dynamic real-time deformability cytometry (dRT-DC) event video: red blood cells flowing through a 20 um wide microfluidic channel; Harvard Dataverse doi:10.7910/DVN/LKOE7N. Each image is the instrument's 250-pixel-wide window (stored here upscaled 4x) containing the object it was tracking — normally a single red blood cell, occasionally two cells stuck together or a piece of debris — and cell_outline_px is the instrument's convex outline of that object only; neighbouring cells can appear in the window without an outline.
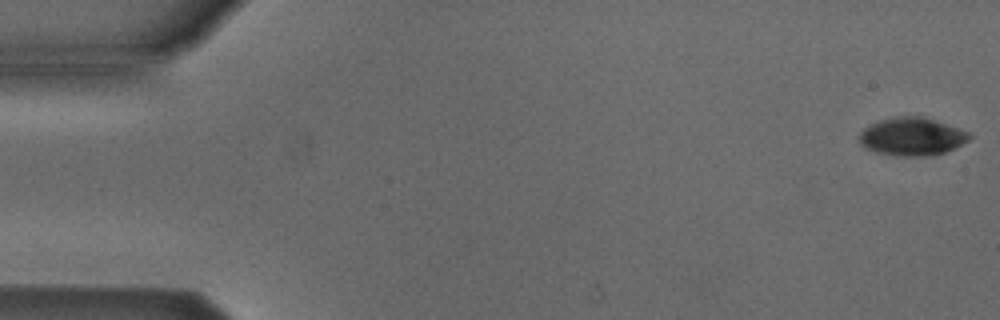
{"species": "Egyptian fruit bat (a non-hibernating species)", "species_latin": "Rousettus aegyptiacus", "temperature_condition": "cold", "stored_images_in_passage": 6, "camera_frame_rate_fps": 3000, "um_per_image_px": 0.085, "animal": {"sex": "male"}, "frame": {"image": 1, "passage_image": 1, "time_ms": 0.0, "image_size_px": [1000, 320], "cell_outline_px": [[972, 136], [968, 140], [956, 148], [932, 156], [896, 156], [876, 152], [864, 148], [860, 144], [856, 136], [864, 128], [880, 120], [896, 116], [924, 116], [968, 132]], "centroid_in_image_um": [77.47, 11.62], "position_along_channel_um": 7.5, "area_um2": 24.57}}
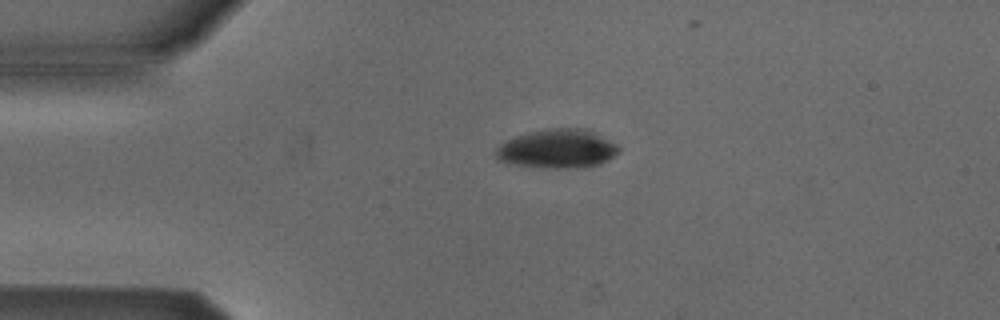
{"frame": {"image": 2, "passage_image": 4, "time_ms": 3.667, "image_size_px": [1000, 320], "cell_outline_px": [[620, 152], [608, 160], [600, 164], [588, 168], [540, 168], [508, 164], [496, 160], [496, 148], [500, 144], [508, 140], [532, 132], [556, 128], [584, 128], [616, 144], [620, 148]], "centroid_in_image_um": [47.38, 12.69], "position_along_channel_um": 37.6, "area_um2": 27.86}}